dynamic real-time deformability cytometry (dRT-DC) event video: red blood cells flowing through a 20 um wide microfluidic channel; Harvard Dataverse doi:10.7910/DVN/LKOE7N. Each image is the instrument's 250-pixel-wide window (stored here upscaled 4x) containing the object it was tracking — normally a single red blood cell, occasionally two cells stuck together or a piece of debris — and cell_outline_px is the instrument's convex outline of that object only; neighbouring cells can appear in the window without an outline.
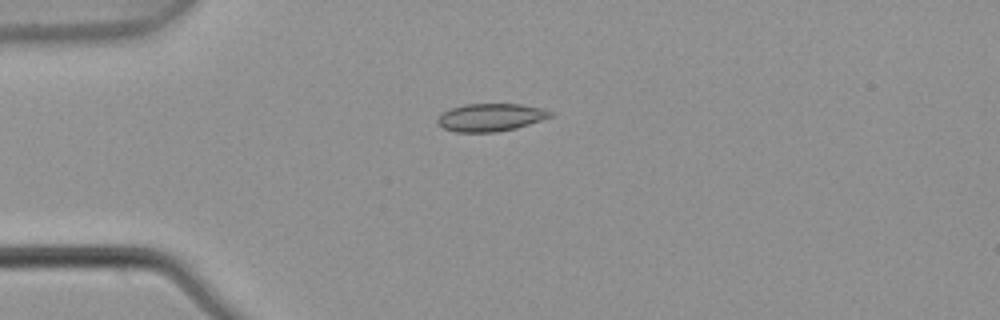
{"species": "common noctule bat (a hibernating species)", "species_latin": "Nyctalus noctula", "temperature_condition": "warm", "stored_images_in_passage": 1, "camera_frame_rate_fps": 3000, "um_per_image_px": 0.085, "animal": {"sex": "male", "body_mass_g": 21.5, "forearm_length_mm": 52.0}, "frame": {"image": 1, "passage_image": 1, "time_ms": 0.0, "image_size_px": [1000, 320], "cell_outline_px": [[552, 116], [516, 128], [496, 132], [456, 132], [444, 128], [436, 124], [436, 120], [444, 112], [452, 108], [464, 104], [520, 104], [540, 108], [552, 112]], "centroid_in_image_um": [41.66, 9.98], "position_along_channel_um": 43.3, "area_um2": 18.03}}